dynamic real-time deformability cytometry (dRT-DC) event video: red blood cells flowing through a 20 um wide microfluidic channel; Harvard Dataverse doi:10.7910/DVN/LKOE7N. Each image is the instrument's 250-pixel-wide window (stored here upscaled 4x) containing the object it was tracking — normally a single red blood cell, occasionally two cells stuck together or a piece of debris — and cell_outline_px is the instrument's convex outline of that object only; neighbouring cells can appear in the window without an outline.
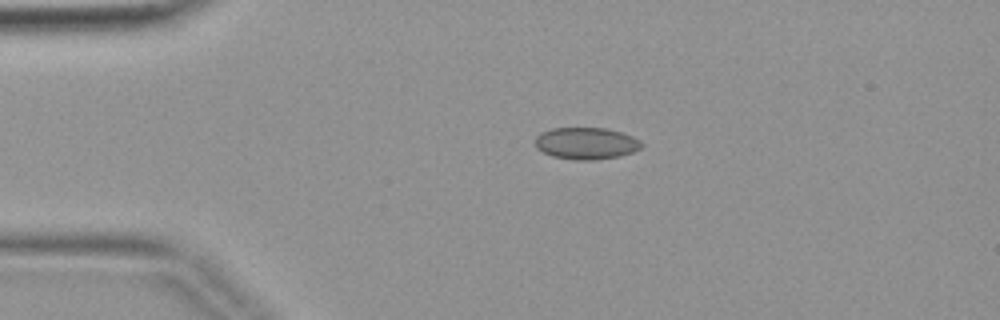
{"species": "common noctule bat (a hibernating species)", "species_latin": "Nyctalus noctula", "temperature_condition": "warm", "stored_images_in_passage": 3, "camera_frame_rate_fps": 3000, "um_per_image_px": 0.085, "animal": {"sex": "female", "body_mass_g": 19.9}, "frame": {"image": 1, "passage_image": 1, "time_ms": 0.0, "image_size_px": [1000, 320], "cell_outline_px": [[644, 144], [640, 148], [632, 152], [620, 156], [592, 160], [572, 160], [552, 156], [536, 148], [536, 136], [540, 132], [552, 128], [608, 128], [632, 136], [640, 140]], "centroid_in_image_um": [49.82, 12.18], "position_along_channel_um": 35.2, "area_um2": 19.83}}
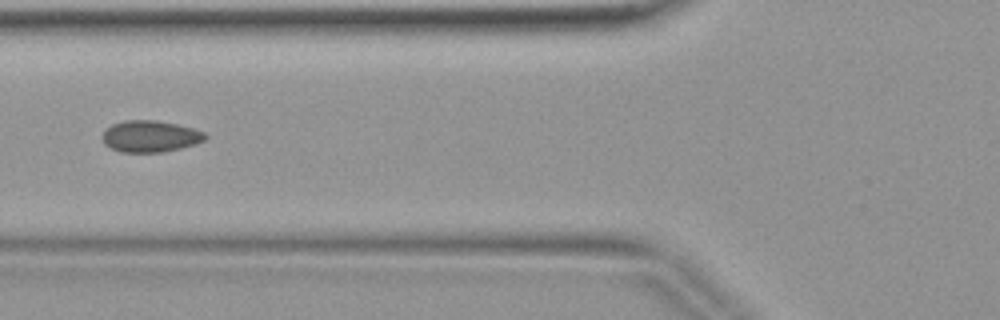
{"frame": {"image": 2, "passage_image": 3, "time_ms": 0.667, "image_size_px": [1000, 320], "cell_outline_px": [[208, 136], [204, 140], [196, 144], [180, 148], [160, 152], [120, 152], [104, 144], [100, 136], [104, 128], [112, 124], [124, 120], [156, 120], [176, 124], [192, 128], [204, 132]], "centroid_in_image_um": [12.72, 11.58], "position_along_channel_um": 113.1, "area_um2": 19.07}}